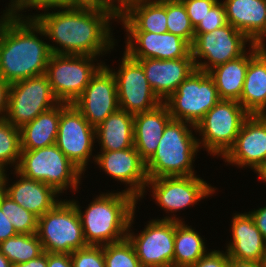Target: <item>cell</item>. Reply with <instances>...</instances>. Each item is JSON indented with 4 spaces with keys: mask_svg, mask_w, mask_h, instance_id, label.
<instances>
[{
    "mask_svg": "<svg viewBox=\"0 0 266 267\" xmlns=\"http://www.w3.org/2000/svg\"><path fill=\"white\" fill-rule=\"evenodd\" d=\"M220 100L209 73L196 69L164 103L173 120L185 121L195 126Z\"/></svg>",
    "mask_w": 266,
    "mask_h": 267,
    "instance_id": "cell-9",
    "label": "cell"
},
{
    "mask_svg": "<svg viewBox=\"0 0 266 267\" xmlns=\"http://www.w3.org/2000/svg\"><path fill=\"white\" fill-rule=\"evenodd\" d=\"M231 222L232 240L226 245L229 258L264 263L266 239L257 229L250 213H234Z\"/></svg>",
    "mask_w": 266,
    "mask_h": 267,
    "instance_id": "cell-22",
    "label": "cell"
},
{
    "mask_svg": "<svg viewBox=\"0 0 266 267\" xmlns=\"http://www.w3.org/2000/svg\"><path fill=\"white\" fill-rule=\"evenodd\" d=\"M229 267H265V264L230 259Z\"/></svg>",
    "mask_w": 266,
    "mask_h": 267,
    "instance_id": "cell-47",
    "label": "cell"
},
{
    "mask_svg": "<svg viewBox=\"0 0 266 267\" xmlns=\"http://www.w3.org/2000/svg\"><path fill=\"white\" fill-rule=\"evenodd\" d=\"M0 252L12 263L28 262L44 253L36 233L17 234L0 243Z\"/></svg>",
    "mask_w": 266,
    "mask_h": 267,
    "instance_id": "cell-31",
    "label": "cell"
},
{
    "mask_svg": "<svg viewBox=\"0 0 266 267\" xmlns=\"http://www.w3.org/2000/svg\"><path fill=\"white\" fill-rule=\"evenodd\" d=\"M11 16V13L9 10H4L3 14L0 17V30L4 24V22Z\"/></svg>",
    "mask_w": 266,
    "mask_h": 267,
    "instance_id": "cell-50",
    "label": "cell"
},
{
    "mask_svg": "<svg viewBox=\"0 0 266 267\" xmlns=\"http://www.w3.org/2000/svg\"><path fill=\"white\" fill-rule=\"evenodd\" d=\"M10 84L0 76V118H4L9 101Z\"/></svg>",
    "mask_w": 266,
    "mask_h": 267,
    "instance_id": "cell-44",
    "label": "cell"
},
{
    "mask_svg": "<svg viewBox=\"0 0 266 267\" xmlns=\"http://www.w3.org/2000/svg\"><path fill=\"white\" fill-rule=\"evenodd\" d=\"M263 45L252 44L249 53L227 61L211 69L208 73L214 80L221 100L239 101L243 90L249 61L263 48Z\"/></svg>",
    "mask_w": 266,
    "mask_h": 267,
    "instance_id": "cell-25",
    "label": "cell"
},
{
    "mask_svg": "<svg viewBox=\"0 0 266 267\" xmlns=\"http://www.w3.org/2000/svg\"><path fill=\"white\" fill-rule=\"evenodd\" d=\"M95 155V163L108 174L128 188L125 192L132 194L138 201L145 194L148 179L146 162L140 157L135 147L118 151H101Z\"/></svg>",
    "mask_w": 266,
    "mask_h": 267,
    "instance_id": "cell-17",
    "label": "cell"
},
{
    "mask_svg": "<svg viewBox=\"0 0 266 267\" xmlns=\"http://www.w3.org/2000/svg\"><path fill=\"white\" fill-rule=\"evenodd\" d=\"M60 121V103L40 113L20 128L21 150H35L55 144Z\"/></svg>",
    "mask_w": 266,
    "mask_h": 267,
    "instance_id": "cell-29",
    "label": "cell"
},
{
    "mask_svg": "<svg viewBox=\"0 0 266 267\" xmlns=\"http://www.w3.org/2000/svg\"><path fill=\"white\" fill-rule=\"evenodd\" d=\"M194 29L218 0H181Z\"/></svg>",
    "mask_w": 266,
    "mask_h": 267,
    "instance_id": "cell-39",
    "label": "cell"
},
{
    "mask_svg": "<svg viewBox=\"0 0 266 267\" xmlns=\"http://www.w3.org/2000/svg\"><path fill=\"white\" fill-rule=\"evenodd\" d=\"M58 10L33 16L20 14L21 18L34 19L44 30V36L57 43V46L49 44L52 54L100 57L114 48L115 39L109 23L117 18L109 11L97 4Z\"/></svg>",
    "mask_w": 266,
    "mask_h": 267,
    "instance_id": "cell-1",
    "label": "cell"
},
{
    "mask_svg": "<svg viewBox=\"0 0 266 267\" xmlns=\"http://www.w3.org/2000/svg\"><path fill=\"white\" fill-rule=\"evenodd\" d=\"M143 0H98V5L109 11L118 20L124 16L132 7ZM117 5H116V4Z\"/></svg>",
    "mask_w": 266,
    "mask_h": 267,
    "instance_id": "cell-41",
    "label": "cell"
},
{
    "mask_svg": "<svg viewBox=\"0 0 266 267\" xmlns=\"http://www.w3.org/2000/svg\"><path fill=\"white\" fill-rule=\"evenodd\" d=\"M96 140V129L73 105L60 103V121L55 145L83 173L87 170L89 158Z\"/></svg>",
    "mask_w": 266,
    "mask_h": 267,
    "instance_id": "cell-13",
    "label": "cell"
},
{
    "mask_svg": "<svg viewBox=\"0 0 266 267\" xmlns=\"http://www.w3.org/2000/svg\"><path fill=\"white\" fill-rule=\"evenodd\" d=\"M0 209L9 218L17 234H34L38 217L13 201L0 189Z\"/></svg>",
    "mask_w": 266,
    "mask_h": 267,
    "instance_id": "cell-33",
    "label": "cell"
},
{
    "mask_svg": "<svg viewBox=\"0 0 266 267\" xmlns=\"http://www.w3.org/2000/svg\"><path fill=\"white\" fill-rule=\"evenodd\" d=\"M146 187L152 190L151 196L166 213H176L193 206L212 196L216 190L196 175L149 179Z\"/></svg>",
    "mask_w": 266,
    "mask_h": 267,
    "instance_id": "cell-15",
    "label": "cell"
},
{
    "mask_svg": "<svg viewBox=\"0 0 266 267\" xmlns=\"http://www.w3.org/2000/svg\"><path fill=\"white\" fill-rule=\"evenodd\" d=\"M105 267H142L133 245L126 238L103 245Z\"/></svg>",
    "mask_w": 266,
    "mask_h": 267,
    "instance_id": "cell-35",
    "label": "cell"
},
{
    "mask_svg": "<svg viewBox=\"0 0 266 267\" xmlns=\"http://www.w3.org/2000/svg\"><path fill=\"white\" fill-rule=\"evenodd\" d=\"M12 267H47V252L28 262L13 264Z\"/></svg>",
    "mask_w": 266,
    "mask_h": 267,
    "instance_id": "cell-46",
    "label": "cell"
},
{
    "mask_svg": "<svg viewBox=\"0 0 266 267\" xmlns=\"http://www.w3.org/2000/svg\"><path fill=\"white\" fill-rule=\"evenodd\" d=\"M36 234L47 253L71 254L88 246L79 214L71 200H60L43 216L38 217Z\"/></svg>",
    "mask_w": 266,
    "mask_h": 267,
    "instance_id": "cell-6",
    "label": "cell"
},
{
    "mask_svg": "<svg viewBox=\"0 0 266 267\" xmlns=\"http://www.w3.org/2000/svg\"><path fill=\"white\" fill-rule=\"evenodd\" d=\"M252 216L257 229L260 231L262 236L266 239V206L254 211H249Z\"/></svg>",
    "mask_w": 266,
    "mask_h": 267,
    "instance_id": "cell-45",
    "label": "cell"
},
{
    "mask_svg": "<svg viewBox=\"0 0 266 267\" xmlns=\"http://www.w3.org/2000/svg\"><path fill=\"white\" fill-rule=\"evenodd\" d=\"M143 67L147 81L157 97L164 102L178 86L196 70L193 57L171 60L135 59Z\"/></svg>",
    "mask_w": 266,
    "mask_h": 267,
    "instance_id": "cell-20",
    "label": "cell"
},
{
    "mask_svg": "<svg viewBox=\"0 0 266 267\" xmlns=\"http://www.w3.org/2000/svg\"><path fill=\"white\" fill-rule=\"evenodd\" d=\"M15 170L28 179L52 186L58 193H64L69 186L77 191L84 174L55 144L35 150H21Z\"/></svg>",
    "mask_w": 266,
    "mask_h": 267,
    "instance_id": "cell-5",
    "label": "cell"
},
{
    "mask_svg": "<svg viewBox=\"0 0 266 267\" xmlns=\"http://www.w3.org/2000/svg\"><path fill=\"white\" fill-rule=\"evenodd\" d=\"M220 250L208 251L196 263L189 267H229L230 258L228 253Z\"/></svg>",
    "mask_w": 266,
    "mask_h": 267,
    "instance_id": "cell-40",
    "label": "cell"
},
{
    "mask_svg": "<svg viewBox=\"0 0 266 267\" xmlns=\"http://www.w3.org/2000/svg\"><path fill=\"white\" fill-rule=\"evenodd\" d=\"M59 103L45 74L30 77L10 84L8 109L4 118L21 128Z\"/></svg>",
    "mask_w": 266,
    "mask_h": 267,
    "instance_id": "cell-12",
    "label": "cell"
},
{
    "mask_svg": "<svg viewBox=\"0 0 266 267\" xmlns=\"http://www.w3.org/2000/svg\"><path fill=\"white\" fill-rule=\"evenodd\" d=\"M227 22L253 44L265 46L266 0H223Z\"/></svg>",
    "mask_w": 266,
    "mask_h": 267,
    "instance_id": "cell-23",
    "label": "cell"
},
{
    "mask_svg": "<svg viewBox=\"0 0 266 267\" xmlns=\"http://www.w3.org/2000/svg\"><path fill=\"white\" fill-rule=\"evenodd\" d=\"M79 214L87 245L103 246L126 239L130 219L138 200L125 191L100 194L82 212L78 201L71 200Z\"/></svg>",
    "mask_w": 266,
    "mask_h": 267,
    "instance_id": "cell-3",
    "label": "cell"
},
{
    "mask_svg": "<svg viewBox=\"0 0 266 267\" xmlns=\"http://www.w3.org/2000/svg\"><path fill=\"white\" fill-rule=\"evenodd\" d=\"M37 33V34H36ZM34 19L11 15L0 30V76L9 84L45 74L52 55Z\"/></svg>",
    "mask_w": 266,
    "mask_h": 267,
    "instance_id": "cell-2",
    "label": "cell"
},
{
    "mask_svg": "<svg viewBox=\"0 0 266 267\" xmlns=\"http://www.w3.org/2000/svg\"><path fill=\"white\" fill-rule=\"evenodd\" d=\"M21 155L20 128L13 126L5 118H0V173L6 166L17 168Z\"/></svg>",
    "mask_w": 266,
    "mask_h": 267,
    "instance_id": "cell-32",
    "label": "cell"
},
{
    "mask_svg": "<svg viewBox=\"0 0 266 267\" xmlns=\"http://www.w3.org/2000/svg\"><path fill=\"white\" fill-rule=\"evenodd\" d=\"M167 30L186 40L190 45L194 41V27L181 0H167Z\"/></svg>",
    "mask_w": 266,
    "mask_h": 267,
    "instance_id": "cell-34",
    "label": "cell"
},
{
    "mask_svg": "<svg viewBox=\"0 0 266 267\" xmlns=\"http://www.w3.org/2000/svg\"><path fill=\"white\" fill-rule=\"evenodd\" d=\"M82 4L79 0H21L11 11V15L20 17L22 10L35 8L45 11L59 8H71Z\"/></svg>",
    "mask_w": 266,
    "mask_h": 267,
    "instance_id": "cell-37",
    "label": "cell"
},
{
    "mask_svg": "<svg viewBox=\"0 0 266 267\" xmlns=\"http://www.w3.org/2000/svg\"><path fill=\"white\" fill-rule=\"evenodd\" d=\"M119 20L125 31L168 32L167 0H143Z\"/></svg>",
    "mask_w": 266,
    "mask_h": 267,
    "instance_id": "cell-28",
    "label": "cell"
},
{
    "mask_svg": "<svg viewBox=\"0 0 266 267\" xmlns=\"http://www.w3.org/2000/svg\"><path fill=\"white\" fill-rule=\"evenodd\" d=\"M94 128L119 109L114 74L104 64L91 78L82 95L72 103Z\"/></svg>",
    "mask_w": 266,
    "mask_h": 267,
    "instance_id": "cell-16",
    "label": "cell"
},
{
    "mask_svg": "<svg viewBox=\"0 0 266 267\" xmlns=\"http://www.w3.org/2000/svg\"><path fill=\"white\" fill-rule=\"evenodd\" d=\"M176 216L151 219L143 231L136 235L130 232L135 217L133 212L126 238L133 245L142 267H173L175 220H183Z\"/></svg>",
    "mask_w": 266,
    "mask_h": 267,
    "instance_id": "cell-10",
    "label": "cell"
},
{
    "mask_svg": "<svg viewBox=\"0 0 266 267\" xmlns=\"http://www.w3.org/2000/svg\"><path fill=\"white\" fill-rule=\"evenodd\" d=\"M21 0H11L7 10L11 11Z\"/></svg>",
    "mask_w": 266,
    "mask_h": 267,
    "instance_id": "cell-51",
    "label": "cell"
},
{
    "mask_svg": "<svg viewBox=\"0 0 266 267\" xmlns=\"http://www.w3.org/2000/svg\"><path fill=\"white\" fill-rule=\"evenodd\" d=\"M172 120L167 105L134 115V147L147 162L158 148L165 127Z\"/></svg>",
    "mask_w": 266,
    "mask_h": 267,
    "instance_id": "cell-24",
    "label": "cell"
},
{
    "mask_svg": "<svg viewBox=\"0 0 266 267\" xmlns=\"http://www.w3.org/2000/svg\"><path fill=\"white\" fill-rule=\"evenodd\" d=\"M247 44L253 43L241 31L228 23L212 32L194 34L191 54L196 69L209 72L227 61L242 56L247 50ZM203 58L205 61L202 62Z\"/></svg>",
    "mask_w": 266,
    "mask_h": 267,
    "instance_id": "cell-11",
    "label": "cell"
},
{
    "mask_svg": "<svg viewBox=\"0 0 266 267\" xmlns=\"http://www.w3.org/2000/svg\"><path fill=\"white\" fill-rule=\"evenodd\" d=\"M82 4H97L98 0H79Z\"/></svg>",
    "mask_w": 266,
    "mask_h": 267,
    "instance_id": "cell-52",
    "label": "cell"
},
{
    "mask_svg": "<svg viewBox=\"0 0 266 267\" xmlns=\"http://www.w3.org/2000/svg\"><path fill=\"white\" fill-rule=\"evenodd\" d=\"M13 264L0 252V267H12Z\"/></svg>",
    "mask_w": 266,
    "mask_h": 267,
    "instance_id": "cell-49",
    "label": "cell"
},
{
    "mask_svg": "<svg viewBox=\"0 0 266 267\" xmlns=\"http://www.w3.org/2000/svg\"><path fill=\"white\" fill-rule=\"evenodd\" d=\"M73 267H105L103 246L88 245L70 254Z\"/></svg>",
    "mask_w": 266,
    "mask_h": 267,
    "instance_id": "cell-36",
    "label": "cell"
},
{
    "mask_svg": "<svg viewBox=\"0 0 266 267\" xmlns=\"http://www.w3.org/2000/svg\"><path fill=\"white\" fill-rule=\"evenodd\" d=\"M227 164L250 167L266 163V114L249 115L233 146L222 157Z\"/></svg>",
    "mask_w": 266,
    "mask_h": 267,
    "instance_id": "cell-18",
    "label": "cell"
},
{
    "mask_svg": "<svg viewBox=\"0 0 266 267\" xmlns=\"http://www.w3.org/2000/svg\"><path fill=\"white\" fill-rule=\"evenodd\" d=\"M121 64L115 76L119 109L133 115L150 111L162 103L147 81L142 65L123 53Z\"/></svg>",
    "mask_w": 266,
    "mask_h": 267,
    "instance_id": "cell-14",
    "label": "cell"
},
{
    "mask_svg": "<svg viewBox=\"0 0 266 267\" xmlns=\"http://www.w3.org/2000/svg\"><path fill=\"white\" fill-rule=\"evenodd\" d=\"M97 57L52 54L46 67L52 92L60 103L72 104L83 93L91 78L105 64ZM103 63V64H102Z\"/></svg>",
    "mask_w": 266,
    "mask_h": 267,
    "instance_id": "cell-8",
    "label": "cell"
},
{
    "mask_svg": "<svg viewBox=\"0 0 266 267\" xmlns=\"http://www.w3.org/2000/svg\"><path fill=\"white\" fill-rule=\"evenodd\" d=\"M250 114L235 100H220L195 125L198 145L212 156L223 157L233 146L244 120ZM201 140V141H200Z\"/></svg>",
    "mask_w": 266,
    "mask_h": 267,
    "instance_id": "cell-7",
    "label": "cell"
},
{
    "mask_svg": "<svg viewBox=\"0 0 266 267\" xmlns=\"http://www.w3.org/2000/svg\"><path fill=\"white\" fill-rule=\"evenodd\" d=\"M201 235L185 221L175 220L173 267H189L208 251Z\"/></svg>",
    "mask_w": 266,
    "mask_h": 267,
    "instance_id": "cell-30",
    "label": "cell"
},
{
    "mask_svg": "<svg viewBox=\"0 0 266 267\" xmlns=\"http://www.w3.org/2000/svg\"><path fill=\"white\" fill-rule=\"evenodd\" d=\"M47 267H73L70 254L47 253Z\"/></svg>",
    "mask_w": 266,
    "mask_h": 267,
    "instance_id": "cell-42",
    "label": "cell"
},
{
    "mask_svg": "<svg viewBox=\"0 0 266 267\" xmlns=\"http://www.w3.org/2000/svg\"><path fill=\"white\" fill-rule=\"evenodd\" d=\"M16 235L17 233L9 218L0 209V243Z\"/></svg>",
    "mask_w": 266,
    "mask_h": 267,
    "instance_id": "cell-43",
    "label": "cell"
},
{
    "mask_svg": "<svg viewBox=\"0 0 266 267\" xmlns=\"http://www.w3.org/2000/svg\"><path fill=\"white\" fill-rule=\"evenodd\" d=\"M14 173L20 180L13 182L12 185H7L8 177L6 173H0V189L13 201L37 217L43 216L60 201L56 198L60 196V193L52 186L41 181L28 179L16 170H14Z\"/></svg>",
    "mask_w": 266,
    "mask_h": 267,
    "instance_id": "cell-21",
    "label": "cell"
},
{
    "mask_svg": "<svg viewBox=\"0 0 266 267\" xmlns=\"http://www.w3.org/2000/svg\"><path fill=\"white\" fill-rule=\"evenodd\" d=\"M227 24L228 22L224 4L218 0L194 29V33L201 34L212 32L213 30L221 28Z\"/></svg>",
    "mask_w": 266,
    "mask_h": 267,
    "instance_id": "cell-38",
    "label": "cell"
},
{
    "mask_svg": "<svg viewBox=\"0 0 266 267\" xmlns=\"http://www.w3.org/2000/svg\"><path fill=\"white\" fill-rule=\"evenodd\" d=\"M193 129V124L180 120L167 124L156 152L146 162L148 179L196 175L193 161L201 148Z\"/></svg>",
    "mask_w": 266,
    "mask_h": 267,
    "instance_id": "cell-4",
    "label": "cell"
},
{
    "mask_svg": "<svg viewBox=\"0 0 266 267\" xmlns=\"http://www.w3.org/2000/svg\"><path fill=\"white\" fill-rule=\"evenodd\" d=\"M96 129L100 151H118L134 146V115L118 109Z\"/></svg>",
    "mask_w": 266,
    "mask_h": 267,
    "instance_id": "cell-27",
    "label": "cell"
},
{
    "mask_svg": "<svg viewBox=\"0 0 266 267\" xmlns=\"http://www.w3.org/2000/svg\"><path fill=\"white\" fill-rule=\"evenodd\" d=\"M250 114H266V46L250 61L238 101Z\"/></svg>",
    "mask_w": 266,
    "mask_h": 267,
    "instance_id": "cell-26",
    "label": "cell"
},
{
    "mask_svg": "<svg viewBox=\"0 0 266 267\" xmlns=\"http://www.w3.org/2000/svg\"><path fill=\"white\" fill-rule=\"evenodd\" d=\"M125 51L132 59L171 60L192 57L191 45L170 32L126 31Z\"/></svg>",
    "mask_w": 266,
    "mask_h": 267,
    "instance_id": "cell-19",
    "label": "cell"
},
{
    "mask_svg": "<svg viewBox=\"0 0 266 267\" xmlns=\"http://www.w3.org/2000/svg\"><path fill=\"white\" fill-rule=\"evenodd\" d=\"M254 172L257 173V178L259 176L260 180L266 183V163L258 165L254 169Z\"/></svg>",
    "mask_w": 266,
    "mask_h": 267,
    "instance_id": "cell-48",
    "label": "cell"
}]
</instances>
